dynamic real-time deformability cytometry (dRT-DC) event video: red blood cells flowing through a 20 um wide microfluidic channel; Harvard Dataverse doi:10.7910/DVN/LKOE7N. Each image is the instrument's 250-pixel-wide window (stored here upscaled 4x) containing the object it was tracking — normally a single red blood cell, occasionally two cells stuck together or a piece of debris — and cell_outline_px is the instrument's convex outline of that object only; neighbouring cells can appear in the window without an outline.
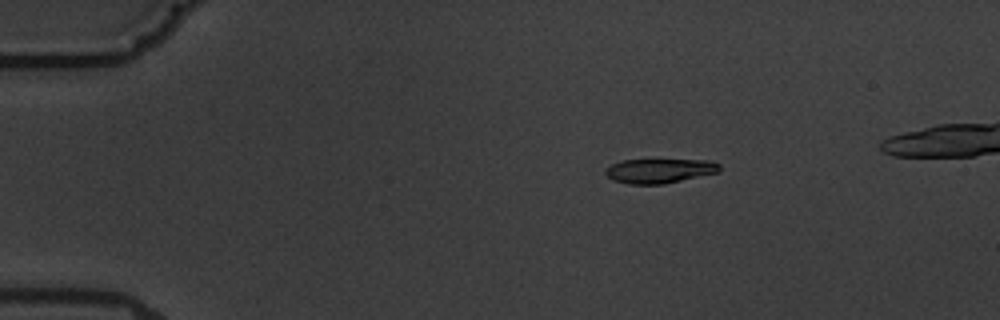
{"species": "common noctule bat (a hibernating species)", "species_latin": "Nyctalus noctula", "temperature_condition": "warm", "stored_images_in_passage": 8, "camera_frame_rate_fps": 3000, "um_per_image_px": 0.085, "animal": {"sex": "male", "body_mass_g": 19.5, "forearm_length_mm": 54.6}, "frame": {"image": 1, "passage_image": 4, "time_ms": 3.333, "image_size_px": [1000, 320], "cell_outline_px": [[720, 172], [664, 184], [628, 184], [612, 180], [604, 172], [612, 164], [624, 160], [712, 160], [720, 164]], "centroid_in_image_um": [56.1, 14.52], "position_along_channel_um": 28.9, "area_um2": 16.24}}